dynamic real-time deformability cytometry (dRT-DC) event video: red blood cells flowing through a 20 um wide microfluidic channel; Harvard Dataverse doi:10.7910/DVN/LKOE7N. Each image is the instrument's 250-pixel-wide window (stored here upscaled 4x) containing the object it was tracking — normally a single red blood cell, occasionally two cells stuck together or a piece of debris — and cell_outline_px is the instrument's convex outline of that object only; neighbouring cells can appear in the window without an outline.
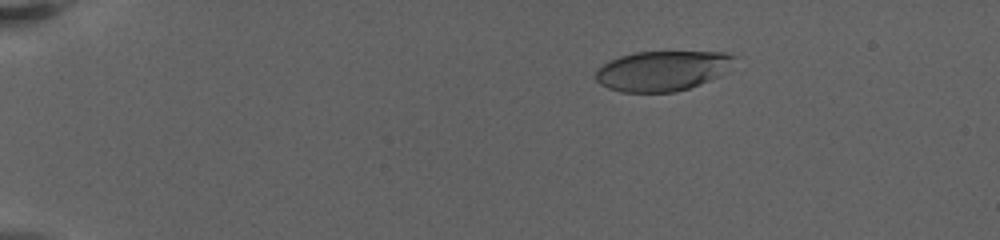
{"species": "human", "species_latin": "Homo sapiens", "temperature_condition": "warm", "stored_images_in_passage": 50, "camera_frame_rate_fps": 3000, "um_per_image_px": 0.085, "donor": {"sex": "female"}, "frame": {"image": 1, "passage_image": 1, "time_ms": 0.0, "image_size_px": [1000, 240], "cell_outline_px": [[736, 56], [716, 76], [700, 84], [676, 92], [624, 92], [608, 88], [600, 84], [596, 80], [596, 68], [620, 56], [636, 52], [724, 52]], "centroid_in_image_um": [56.2, 6.02], "position_along_channel_um": 28.8, "area_um2": 31.62}}
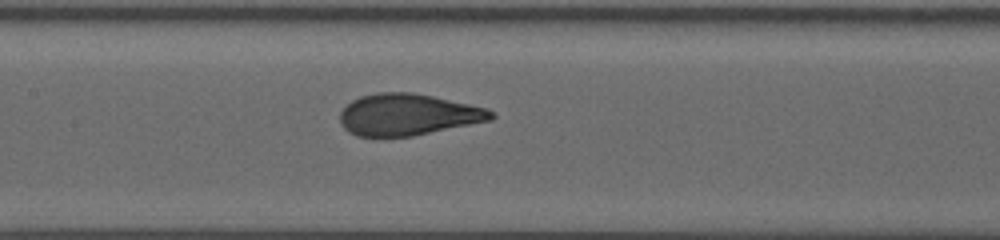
{"frame": {"image": 2, "passage_image": 21, "time_ms": 7.333, "image_size_px": [1000, 240], "cell_outline_px": [[496, 116], [492, 120], [412, 136], [356, 136], [348, 132], [344, 128], [340, 120], [340, 112], [352, 100], [360, 96], [376, 92], [412, 92], [432, 96], [468, 104], [484, 108], [492, 112]], "centroid_in_image_um": [34.64, 9.74], "position_along_channel_um": 172.8, "area_um2": 36.36}}
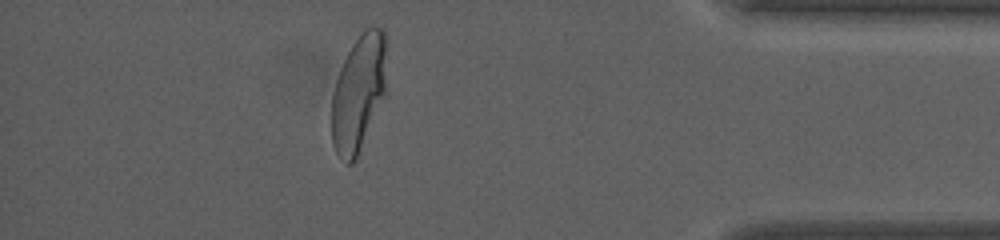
{"frame": {"image": 3, "passage_image": 43, "time_ms": 15.333, "image_size_px": [1000, 240], "cell_outline_px": [[384, 96], [356, 160], [352, 164], [348, 164], [336, 152], [332, 144], [332, 96], [336, 80], [340, 68], [352, 44], [368, 28], [380, 28], [384, 32]], "centroid_in_image_um": [30.43, 7.98], "position_along_channel_um": 404.8, "area_um2": 36.3}, "authors_computed_cell_mechanics": {"area_um2": 36.7897, "velocity_mm_per_s": 3.2987, "shape_relaxation_time_tau1_ms": 5.4441, "shape_relaxation_time_tau2_ms": null, "deformation_change_tau1": 0.237, "deformation_change_tau2": null}}